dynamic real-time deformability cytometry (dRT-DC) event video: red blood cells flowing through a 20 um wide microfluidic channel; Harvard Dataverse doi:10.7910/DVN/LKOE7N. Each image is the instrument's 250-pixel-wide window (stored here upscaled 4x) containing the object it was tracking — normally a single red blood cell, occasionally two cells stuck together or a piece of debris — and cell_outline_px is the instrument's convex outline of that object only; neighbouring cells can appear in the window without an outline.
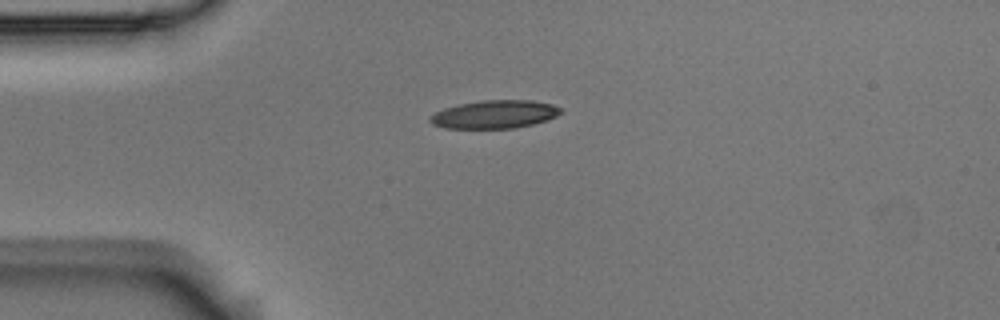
{"species": "Egyptian fruit bat (a non-hibernating species)", "species_latin": "Rousettus aegyptiacus", "temperature_condition": "room temperature", "stored_images_in_passage": 3, "camera_frame_rate_fps": 3000, "um_per_image_px": 0.085, "animal": {"sex": "male"}, "frame": {"image": 1, "passage_image": 1, "time_ms": 0.0, "image_size_px": [1000, 320], "cell_outline_px": [[564, 112], [548, 120], [516, 128], [444, 128], [432, 124], [428, 120], [428, 116], [444, 108], [460, 104], [480, 100], [532, 100], [552, 104], [564, 108]], "centroid_in_image_um": [42.07, 9.71], "position_along_channel_um": 42.9, "area_um2": 21.68}}
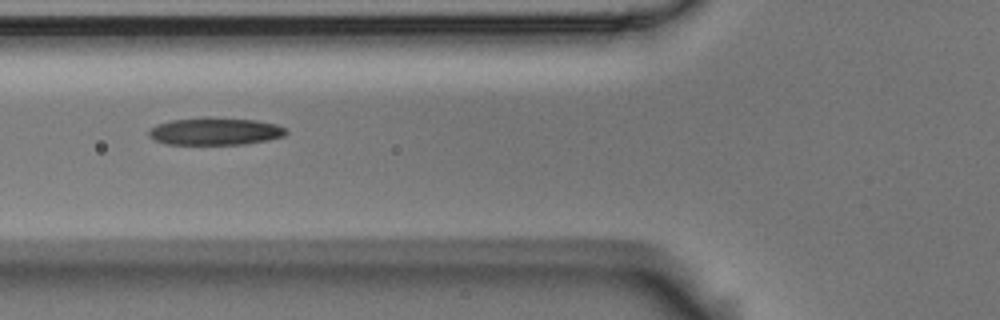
{"frame": {"image": 2, "passage_image": 3, "time_ms": 0.667, "image_size_px": [1000, 320], "cell_outline_px": [[288, 132], [284, 136], [268, 140], [244, 144], [168, 144], [156, 140], [148, 136], [148, 128], [156, 124], [172, 120], [204, 116], [208, 116], [256, 120], [276, 124], [284, 128]], "centroid_in_image_um": [18.26, 11.14], "position_along_channel_um": 107.5, "area_um2": 22.2}}